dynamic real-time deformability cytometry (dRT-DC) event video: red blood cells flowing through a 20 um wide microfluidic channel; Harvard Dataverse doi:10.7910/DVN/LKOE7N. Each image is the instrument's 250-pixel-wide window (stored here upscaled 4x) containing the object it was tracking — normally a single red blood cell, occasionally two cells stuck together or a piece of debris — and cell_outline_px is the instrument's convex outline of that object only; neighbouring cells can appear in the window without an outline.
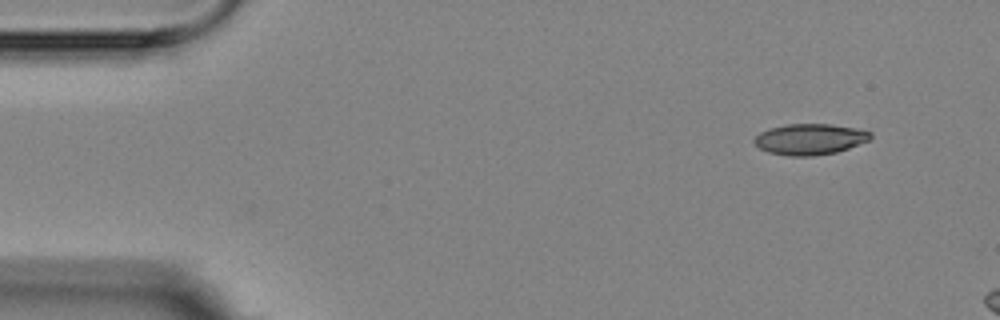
{"species": "Egyptian fruit bat (a non-hibernating species)", "species_latin": "Rousettus aegyptiacus", "temperature_condition": "room temperature", "stored_images_in_passage": 3, "camera_frame_rate_fps": 3000, "um_per_image_px": 0.085, "animal": {"sex": "female"}, "frame": {"image": 1, "passage_image": 1, "time_ms": 0.0, "image_size_px": [1000, 320], "cell_outline_px": [[872, 140], [836, 152], [812, 156], [788, 156], [768, 152], [760, 148], [752, 140], [760, 132], [768, 128], [784, 124], [832, 124], [856, 128], [872, 132]], "centroid_in_image_um": [68.85, 11.82], "position_along_channel_um": 16.1, "area_um2": 21.15}}